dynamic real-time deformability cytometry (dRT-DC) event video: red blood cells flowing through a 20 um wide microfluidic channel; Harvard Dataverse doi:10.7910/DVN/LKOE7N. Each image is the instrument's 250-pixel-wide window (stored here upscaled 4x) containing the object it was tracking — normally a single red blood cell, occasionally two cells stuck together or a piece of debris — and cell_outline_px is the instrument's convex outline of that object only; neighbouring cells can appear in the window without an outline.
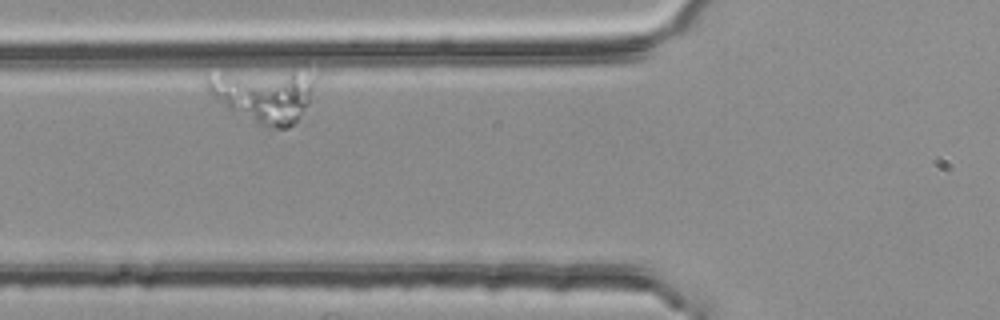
{"species": "common noctule bat (a hibernating species)", "species_latin": "Nyctalus noctula", "temperature_condition": "room temperature", "stored_images_in_passage": 33, "camera_frame_rate_fps": 3000, "um_per_image_px": 0.085, "animal": {"sex": "female", "body_mass_g": 25.1}, "frame": {"image": 1, "passage_image": 5, "time_ms": 1.333, "image_size_px": [1000, 320], "cell_outline_px": [[320, 76], [308, 104], [296, 120], [288, 128], [268, 128], [260, 124], [232, 108], [212, 96], [208, 92], [204, 84], [204, 76]], "centroid_in_image_um": [22.49, 8.21], "position_along_channel_um": 103.3, "area_um2": 30.23}}
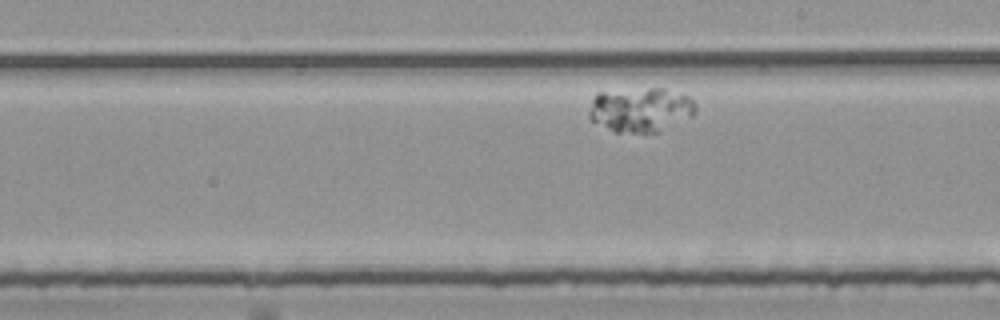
{"frame": {"image": 2, "passage_image": 18, "time_ms": 5.667, "image_size_px": [1000, 320], "cell_outline_px": [[696, 108], [692, 116], [660, 132], [616, 132], [592, 120], [588, 116], [588, 112], [592, 96], [596, 92], [648, 88], [664, 88], [688, 96], [696, 104]], "centroid_in_image_um": [54.43, 9.31], "position_along_channel_um": 234.6, "area_um2": 27.69}}
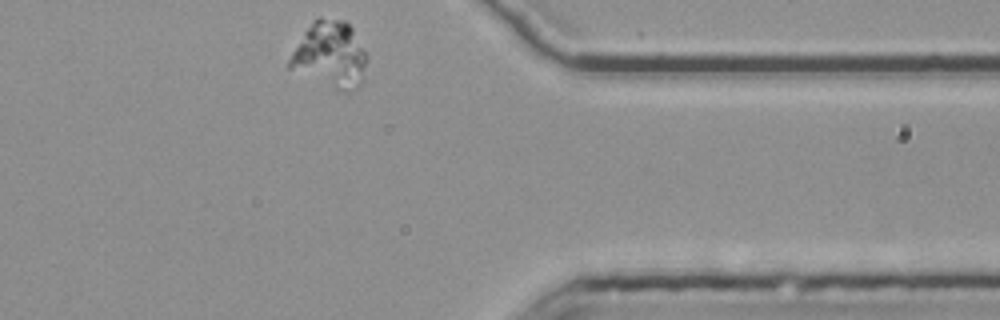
{"frame": {"image": 3, "passage_image": 33, "time_ms": 10.667, "image_size_px": [1000, 320], "cell_outline_px": [[368, 60], [364, 80], [352, 92], [344, 92], [288, 68], [288, 60], [292, 52], [304, 32], [316, 20], [344, 20], [352, 28], [368, 56]], "centroid_in_image_um": [28.11, 4.71], "position_along_channel_um": 383.3, "area_um2": 29.36}}